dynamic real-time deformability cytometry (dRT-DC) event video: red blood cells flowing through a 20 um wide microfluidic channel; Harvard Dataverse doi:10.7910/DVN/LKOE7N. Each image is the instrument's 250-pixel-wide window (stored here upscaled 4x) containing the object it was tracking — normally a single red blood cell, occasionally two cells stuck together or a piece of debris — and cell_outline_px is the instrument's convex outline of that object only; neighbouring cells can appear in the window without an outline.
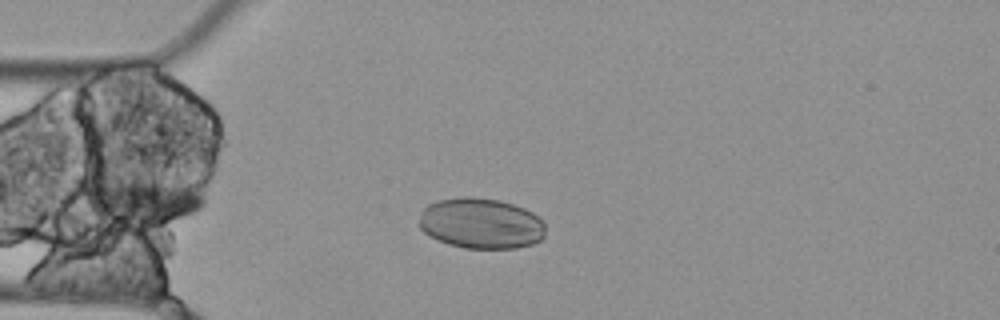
{"species": "Egyptian fruit bat (a non-hibernating species)", "species_latin": "Rousettus aegyptiacus", "temperature_condition": "cold", "stored_images_in_passage": 6, "camera_frame_rate_fps": 3000, "um_per_image_px": 0.085, "animal": {"sex": "female"}, "frame": {"image": 1, "passage_image": 4, "time_ms": 1.0, "image_size_px": [1000, 320], "cell_outline_px": [[544, 236], [540, 240], [532, 244], [516, 248], [464, 248], [448, 244], [436, 240], [424, 232], [420, 228], [420, 212], [428, 204], [440, 200], [464, 196], [472, 196], [500, 200], [524, 208], [532, 212], [544, 224]], "centroid_in_image_um": [40.86, 18.99], "position_along_channel_um": 44.1, "area_um2": 37.34}}
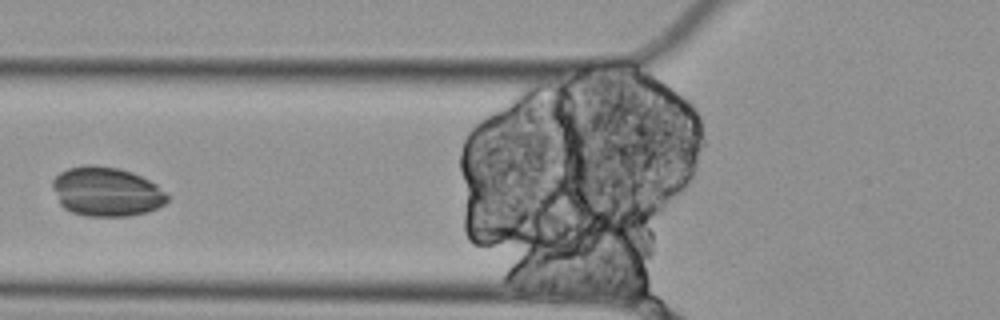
{"frame": {"image": 2, "passage_image": 6, "time_ms": 1.667, "image_size_px": [1000, 320], "cell_outline_px": [[168, 200], [164, 204], [148, 212], [128, 216], [88, 216], [72, 212], [64, 208], [60, 204], [52, 188], [52, 180], [60, 172], [68, 168], [88, 164], [92, 164], [120, 168], [132, 172], [156, 184], [168, 196]], "centroid_in_image_um": [9.03, 16.28], "position_along_channel_um": 116.8, "area_um2": 33.0}}